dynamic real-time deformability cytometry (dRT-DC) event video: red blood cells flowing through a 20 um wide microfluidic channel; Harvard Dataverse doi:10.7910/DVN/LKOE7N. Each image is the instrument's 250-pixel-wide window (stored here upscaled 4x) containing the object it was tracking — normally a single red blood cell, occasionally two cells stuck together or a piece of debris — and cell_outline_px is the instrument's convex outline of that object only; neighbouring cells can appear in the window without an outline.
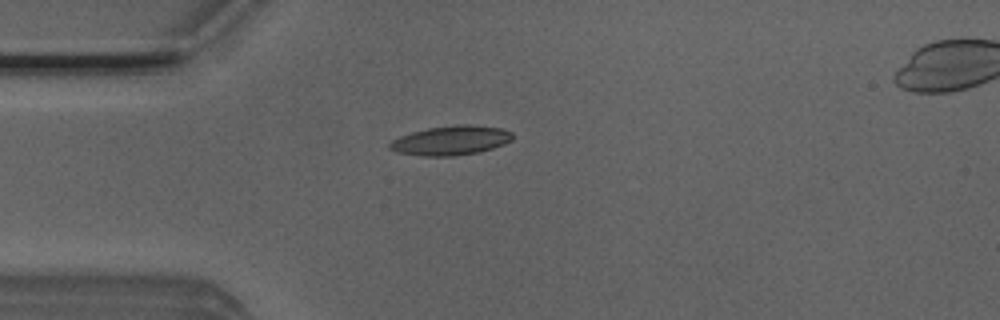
{"species": "Egyptian fruit bat (a non-hibernating species)", "species_latin": "Rousettus aegyptiacus", "temperature_condition": "room temperature", "stored_images_in_passage": 3, "camera_frame_rate_fps": 3000, "um_per_image_px": 0.085, "animal": {"sex": "male"}, "frame": {"image": 1, "passage_image": 3, "time_ms": 0.667, "image_size_px": [1000, 320], "cell_outline_px": [[512, 140], [504, 144], [480, 152], [456, 156], [424, 156], [396, 152], [388, 148], [388, 144], [392, 140], [400, 136], [412, 132], [428, 128], [460, 124], [468, 124], [500, 128], [512, 132]], "centroid_in_image_um": [38.31, 11.94], "position_along_channel_um": 46.7, "area_um2": 21.04}}